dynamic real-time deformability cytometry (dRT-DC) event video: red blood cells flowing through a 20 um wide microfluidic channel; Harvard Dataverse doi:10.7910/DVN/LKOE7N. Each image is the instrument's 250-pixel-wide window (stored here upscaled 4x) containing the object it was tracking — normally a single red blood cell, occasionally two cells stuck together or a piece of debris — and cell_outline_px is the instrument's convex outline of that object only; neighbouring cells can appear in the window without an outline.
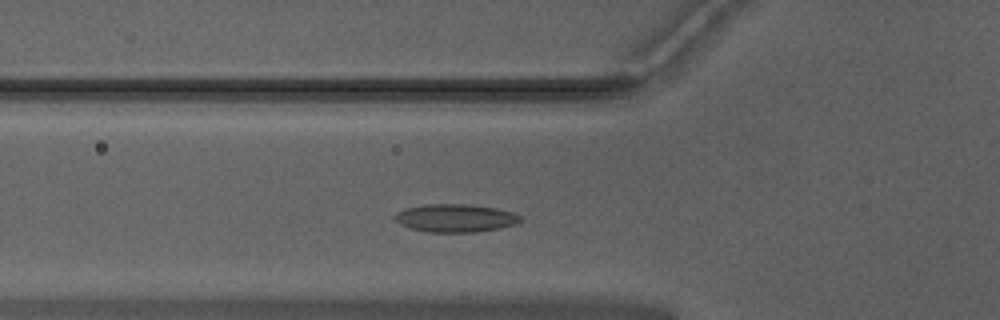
{"species": "Egyptian fruit bat (a non-hibernating species)", "species_latin": "Rousettus aegyptiacus", "temperature_condition": "warm", "stored_images_in_passage": 45, "camera_frame_rate_fps": 3000, "um_per_image_px": 0.085, "animal": {"sex": "male"}, "frame": {"image": 1, "passage_image": 11, "time_ms": 3.333, "image_size_px": [1000, 320], "cell_outline_px": [[524, 220], [516, 224], [500, 228], [476, 232], [428, 232], [408, 228], [400, 224], [392, 216], [396, 212], [404, 208], [424, 204], [468, 204], [496, 208], [512, 212], [520, 216]], "centroid_in_image_um": [38.69, 18.53], "position_along_channel_um": 87.1, "area_um2": 20.75}}
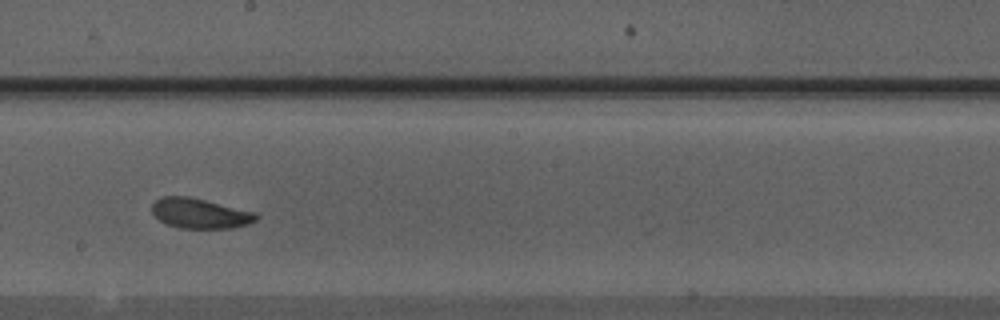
{"frame": {"image": 2, "passage_image": 22, "time_ms": 7.0, "image_size_px": [1000, 320], "cell_outline_px": [[260, 216], [256, 220], [248, 224], [232, 228], [180, 228], [168, 224], [160, 220], [152, 212], [152, 204], [156, 200], [164, 196], [188, 196], [256, 212]], "centroid_in_image_um": [17.02, 18.14], "position_along_channel_um": 231.2, "area_um2": 18.15}}
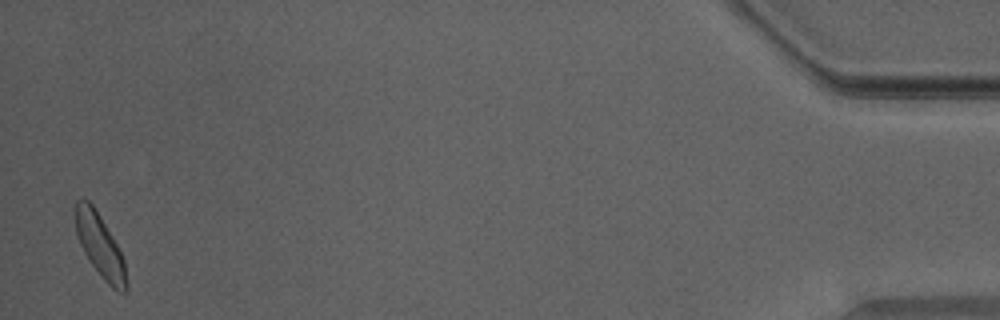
{"frame": {"image": 3, "passage_image": 44, "time_ms": 14.333, "image_size_px": [1000, 320], "cell_outline_px": [[128, 292], [120, 292], [112, 288], [104, 280], [92, 264], [84, 252], [80, 244], [76, 232], [76, 200], [88, 200], [92, 204], [100, 216], [112, 236], [124, 260], [128, 284]], "centroid_in_image_um": [8.53, 20.94], "position_along_channel_um": 426.7, "area_um2": 18.32}, "authors_computed_cell_mechanics": {"area_um2": 18.5538, "velocity_mm_per_s": 3.9378, "shape_relaxation_time_tau1_ms": 6.1854, "shape_relaxation_time_tau2_ms": 5.1786, "deformation_change_tau1": 0.127, "deformation_change_tau2": 0.1145}}